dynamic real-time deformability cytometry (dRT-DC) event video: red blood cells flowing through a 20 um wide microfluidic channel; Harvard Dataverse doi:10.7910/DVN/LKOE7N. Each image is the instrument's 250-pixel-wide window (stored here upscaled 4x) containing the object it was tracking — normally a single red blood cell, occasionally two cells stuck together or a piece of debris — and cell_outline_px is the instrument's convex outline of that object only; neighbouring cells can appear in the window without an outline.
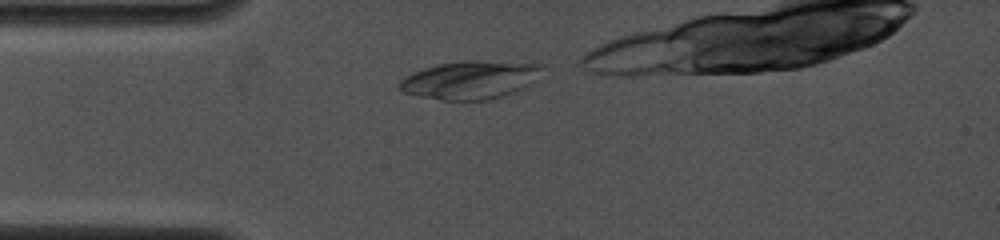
{"species": "common noctule bat (a hibernating species)", "species_latin": "Nyctalus noctula", "temperature_condition": "cold", "stored_images_in_passage": 2, "camera_frame_rate_fps": 4000, "um_per_image_px": 0.085, "animal": {"sex": "female", "body_mass_g": 19.0, "forearm_length_mm": 53.3}, "frame": {"image": 1, "passage_image": 1, "time_ms": 0.0, "image_size_px": [1000, 240], "cell_outline_px": [[544, 64], [536, 80], [512, 92], [488, 100], [444, 100], [416, 96], [404, 92], [396, 88], [396, 84], [404, 76], [424, 68], [440, 64], [464, 60], [480, 60]], "centroid_in_image_um": [39.91, 6.78], "position_along_channel_um": 45.1, "area_um2": 31.67}}